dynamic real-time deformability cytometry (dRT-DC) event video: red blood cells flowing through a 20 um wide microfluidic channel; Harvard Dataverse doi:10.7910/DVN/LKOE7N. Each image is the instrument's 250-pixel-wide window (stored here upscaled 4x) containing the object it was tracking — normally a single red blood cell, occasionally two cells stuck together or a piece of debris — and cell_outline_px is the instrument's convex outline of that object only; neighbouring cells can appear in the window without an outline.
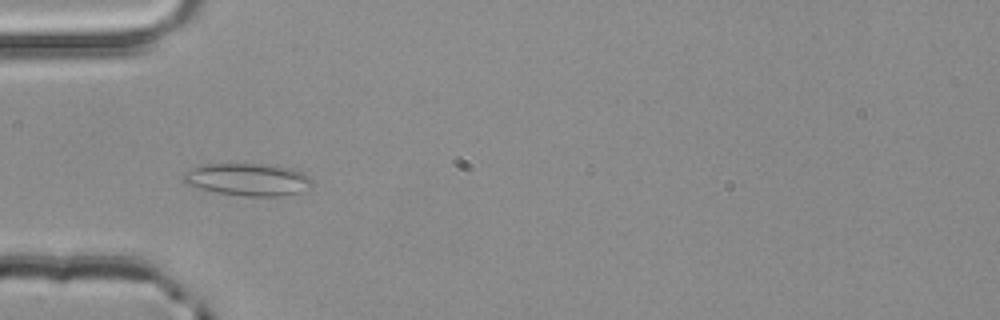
{"species": "common noctule bat (a hibernating species)", "species_latin": "Nyctalus noctula", "temperature_condition": "room temperature", "stored_images_in_passage": 2, "camera_frame_rate_fps": 3000, "um_per_image_px": 0.085, "animal": {"sex": "male", "body_mass_g": 20.4}, "frame": {"image": 1, "passage_image": 2, "time_ms": 0.333, "image_size_px": [1000, 320], "cell_outline_px": [[312, 188], [300, 192], [284, 196], [244, 196], [216, 192], [184, 184], [180, 176], [184, 172], [192, 168], [208, 164], [276, 164], [296, 168], [304, 172], [312, 180]], "centroid_in_image_um": [21.12, 15.25], "position_along_channel_um": 63.9, "area_um2": 24.85}}